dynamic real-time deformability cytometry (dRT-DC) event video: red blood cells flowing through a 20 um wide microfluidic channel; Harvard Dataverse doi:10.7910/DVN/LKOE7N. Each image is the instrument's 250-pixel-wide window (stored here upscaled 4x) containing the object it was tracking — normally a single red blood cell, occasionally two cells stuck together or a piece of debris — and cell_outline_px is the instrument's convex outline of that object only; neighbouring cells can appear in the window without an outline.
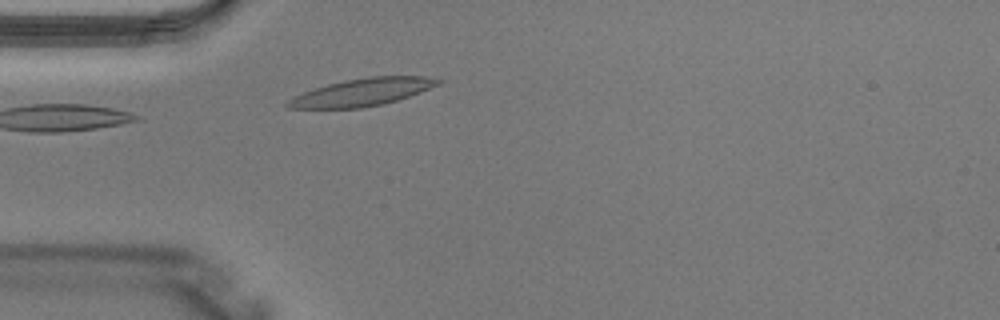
{"species": "Egyptian fruit bat (a non-hibernating species)", "species_latin": "Rousettus aegyptiacus", "temperature_condition": "warm", "stored_images_in_passage": 2, "camera_frame_rate_fps": 3000, "um_per_image_px": 0.085, "animal": {"sex": "male"}, "frame": {"image": 1, "passage_image": 2, "time_ms": 0.333, "image_size_px": [1000, 320], "cell_outline_px": [[444, 80], [440, 84], [420, 92], [384, 104], [360, 108], [288, 108], [284, 104], [288, 100], [304, 92], [328, 84], [344, 80], [368, 76], [424, 76]], "centroid_in_image_um": [30.81, 7.83], "position_along_channel_um": 54.2, "area_um2": 23.87}}